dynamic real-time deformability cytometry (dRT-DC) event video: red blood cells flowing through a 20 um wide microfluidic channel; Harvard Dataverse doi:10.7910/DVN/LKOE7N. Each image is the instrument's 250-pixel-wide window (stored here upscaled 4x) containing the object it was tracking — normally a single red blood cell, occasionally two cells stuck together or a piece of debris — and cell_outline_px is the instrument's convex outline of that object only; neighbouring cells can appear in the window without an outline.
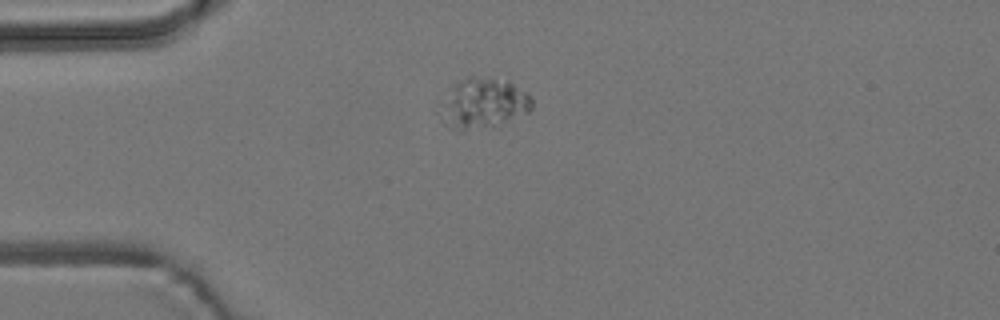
{"species": "common noctule bat (a hibernating species)", "species_latin": "Nyctalus noctula", "temperature_condition": "room temperature", "stored_images_in_passage": 1, "camera_frame_rate_fps": 3000, "um_per_image_px": 0.085, "animal": {"sex": "male", "body_mass_g": 19.2, "forearm_length_mm": 51.8}, "frame": {"image": 1, "passage_image": 1, "time_ms": 0.0, "image_size_px": [1000, 320], "cell_outline_px": [[532, 108], [528, 112], [492, 124], [464, 132], [460, 132], [448, 128], [436, 112], [448, 88], [460, 80], [472, 76], [508, 80], [524, 92], [532, 100]], "centroid_in_image_um": [40.94, 8.78], "position_along_channel_um": 44.1, "area_um2": 26.76}}